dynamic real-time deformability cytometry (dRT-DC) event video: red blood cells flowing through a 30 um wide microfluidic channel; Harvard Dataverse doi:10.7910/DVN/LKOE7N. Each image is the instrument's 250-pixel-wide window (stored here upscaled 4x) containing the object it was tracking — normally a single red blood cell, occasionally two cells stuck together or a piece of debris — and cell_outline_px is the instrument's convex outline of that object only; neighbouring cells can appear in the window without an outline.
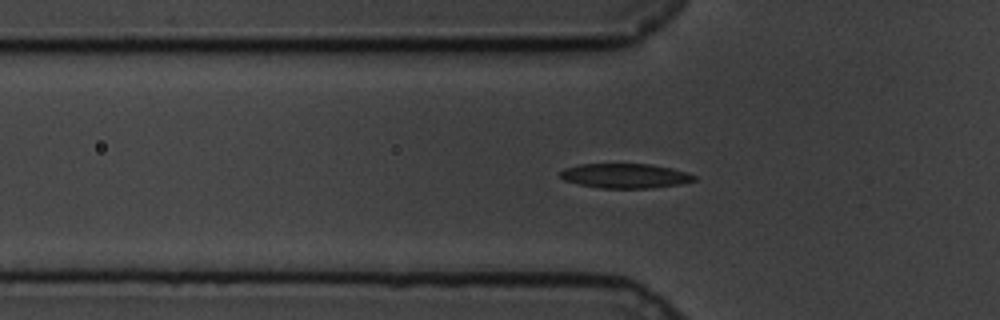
{"species": "common noctule bat (a hibernating species)", "species_latin": "Nyctalus noctula", "temperature_condition": "cold", "stored_images_in_passage": 51, "camera_frame_rate_fps": 3000, "um_per_image_px": 0.085, "animal": {"sex": "male", "body_mass_g": 19.5, "forearm_length_mm": 54.6}, "frame": {"image": 1, "passage_image": 10, "time_ms": 3.0, "image_size_px": [1000, 320], "cell_outline_px": [[696, 180], [680, 184], [648, 188], [600, 188], [580, 184], [564, 180], [560, 176], [560, 172], [564, 168], [580, 164], [652, 164], [672, 168], [696, 176]], "centroid_in_image_um": [53.13, 14.94], "position_along_channel_um": 72.7, "area_um2": 19.07}}
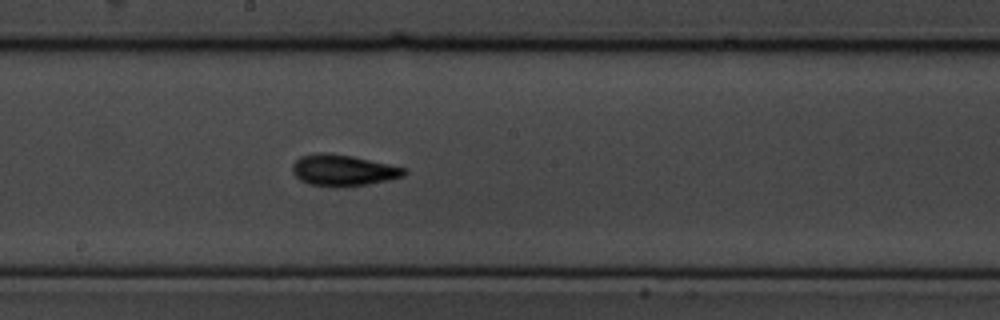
{"frame": {"image": 2, "passage_image": 23, "time_ms": 7.333, "image_size_px": [1000, 320], "cell_outline_px": [[408, 172], [404, 176], [388, 180], [368, 184], [336, 188], [308, 184], [300, 180], [292, 172], [292, 164], [300, 156], [320, 152], [324, 152], [352, 156], [388, 164], [404, 168]], "centroid_in_image_um": [29.13, 14.49], "position_along_channel_um": 219.1, "area_um2": 20.46}}
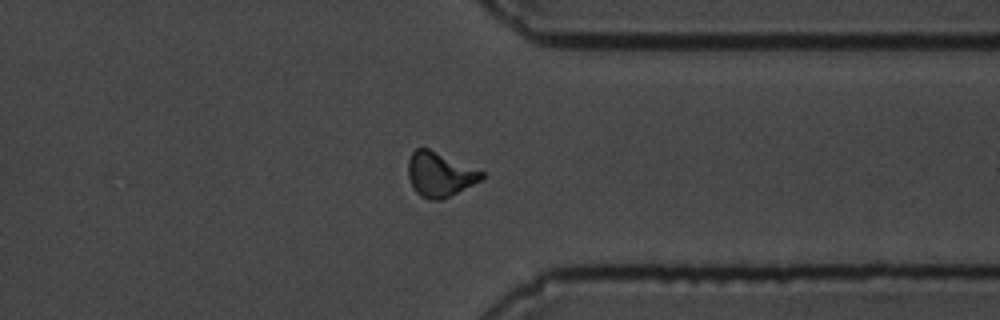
{"frame": {"image": 3, "passage_image": 37, "time_ms": 12.0, "image_size_px": [1000, 320], "cell_outline_px": [[484, 176], [480, 180], [440, 200], [428, 200], [420, 196], [412, 188], [408, 176], [408, 160], [412, 152], [416, 148], [428, 148], [484, 172]], "centroid_in_image_um": [37.32, 14.82], "position_along_channel_um": 374.1, "area_um2": 18.79}, "authors_computed_cell_mechanics": {"area_um2": 18.6116, "velocity_mm_per_s": 3.3694, "shape_relaxation_time_tau1_ms": 6.3982, "shape_relaxation_time_tau2_ms": 3.0423, "deformation_change_tau1": 0.1539, "deformation_change_tau2": 0.095}}